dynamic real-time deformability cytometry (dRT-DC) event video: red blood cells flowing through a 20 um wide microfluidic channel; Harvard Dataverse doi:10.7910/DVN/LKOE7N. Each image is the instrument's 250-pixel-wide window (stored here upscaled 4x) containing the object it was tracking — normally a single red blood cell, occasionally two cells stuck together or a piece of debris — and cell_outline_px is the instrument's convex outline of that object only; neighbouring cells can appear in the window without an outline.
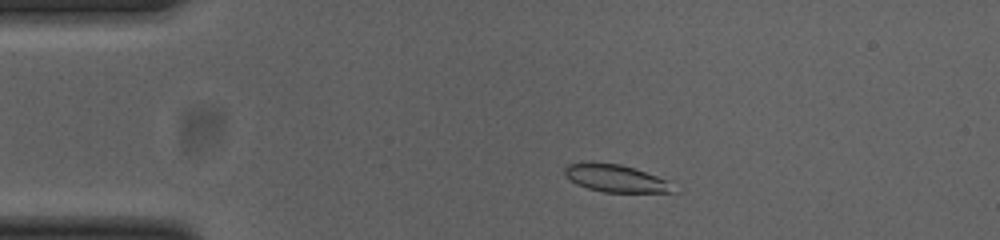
{"species": "common noctule bat (a hibernating species)", "species_latin": "Nyctalus noctula", "temperature_condition": "cold", "stored_images_in_passage": 48, "camera_frame_rate_fps": 3000, "um_per_image_px": 0.085, "animal": {"sex": "female", "body_mass_g": 23.0, "forearm_length_mm": 53.4}, "frame": {"image": 1, "passage_image": 6, "time_ms": 1.667, "image_size_px": [1000, 240], "cell_outline_px": [[672, 192], [604, 192], [588, 188], [576, 184], [564, 176], [564, 168], [568, 164], [620, 164], [668, 180]], "centroid_in_image_um": [52.28, 15.18], "position_along_channel_um": 32.7, "area_um2": 16.59}}
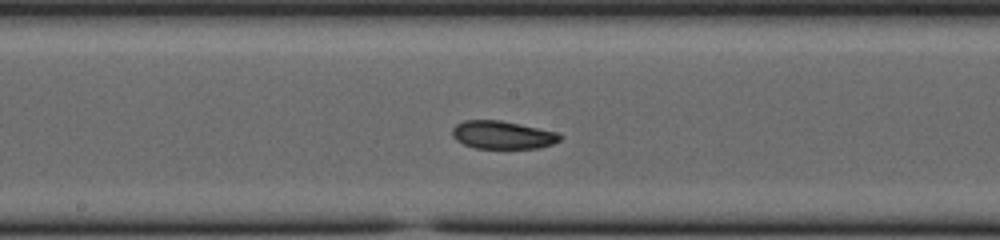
{"frame": {"image": 2, "passage_image": 23, "time_ms": 7.333, "image_size_px": [1000, 240], "cell_outline_px": [[564, 136], [560, 140], [552, 144], [540, 148], [476, 148], [464, 144], [456, 140], [452, 136], [452, 128], [456, 124], [464, 120], [500, 120], [556, 132]], "centroid_in_image_um": [42.7, 11.47], "position_along_channel_um": 205.5, "area_um2": 17.51}}
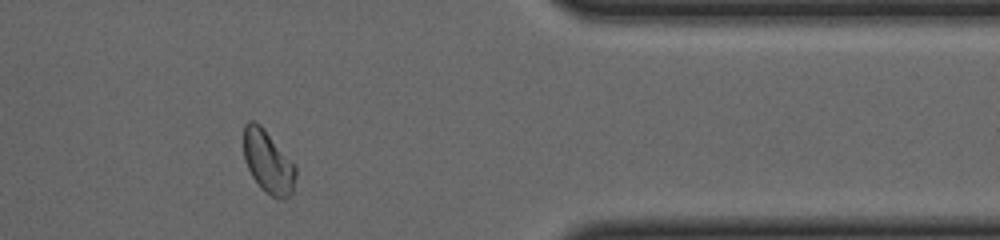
{"frame": {"image": 3, "passage_image": 39, "time_ms": 12.667, "image_size_px": [1000, 240], "cell_outline_px": [[296, 176], [292, 192], [284, 200], [276, 200], [260, 188], [252, 176], [244, 160], [244, 124], [248, 120], [252, 120], [260, 124], [296, 164]], "centroid_in_image_um": [22.8, 13.78], "position_along_channel_um": 388.6, "area_um2": 19.36}, "authors_computed_cell_mechanics": {"area_um2": 17.8024, "velocity_mm_per_s": 3.8401, "shape_relaxation_time_tau1_ms": 7.1407, "shape_relaxation_time_tau2_ms": 2.3317, "deformation_change_tau1": 0.1635, "deformation_change_tau2": 0.0618}}